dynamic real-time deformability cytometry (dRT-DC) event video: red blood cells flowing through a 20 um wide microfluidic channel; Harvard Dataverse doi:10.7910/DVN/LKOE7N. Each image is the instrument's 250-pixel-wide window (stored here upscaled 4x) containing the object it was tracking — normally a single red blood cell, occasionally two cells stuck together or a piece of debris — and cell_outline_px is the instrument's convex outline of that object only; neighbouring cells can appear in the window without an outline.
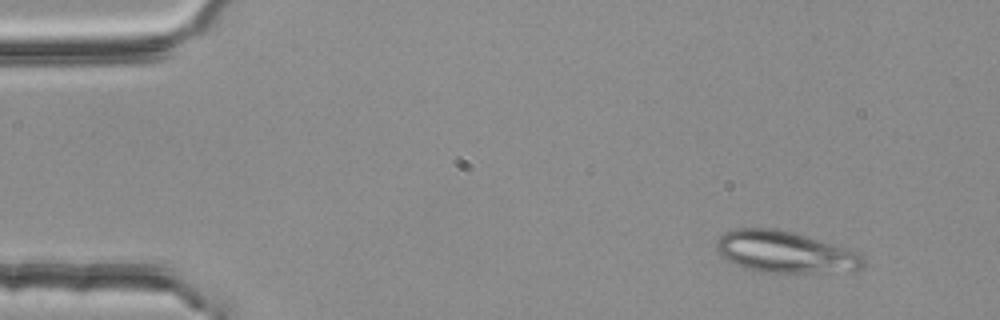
{"species": "common noctule bat (a hibernating species)", "species_latin": "Nyctalus noctula", "temperature_condition": "room temperature", "stored_images_in_passage": 3, "camera_frame_rate_fps": 3000, "um_per_image_px": 0.085, "animal": {"sex": "female", "body_mass_g": 25.1}, "frame": {"image": 1, "passage_image": 1, "time_ms": 0.0, "image_size_px": [1000, 320], "cell_outline_px": [[864, 264], [860, 268], [812, 272], [760, 272], [744, 268], [720, 256], [716, 252], [716, 240], [724, 232], [736, 228], [776, 228], [792, 232], [832, 244], [856, 252], [864, 256]], "centroid_in_image_um": [66.6, 21.4], "position_along_channel_um": 18.4, "area_um2": 34.97}}